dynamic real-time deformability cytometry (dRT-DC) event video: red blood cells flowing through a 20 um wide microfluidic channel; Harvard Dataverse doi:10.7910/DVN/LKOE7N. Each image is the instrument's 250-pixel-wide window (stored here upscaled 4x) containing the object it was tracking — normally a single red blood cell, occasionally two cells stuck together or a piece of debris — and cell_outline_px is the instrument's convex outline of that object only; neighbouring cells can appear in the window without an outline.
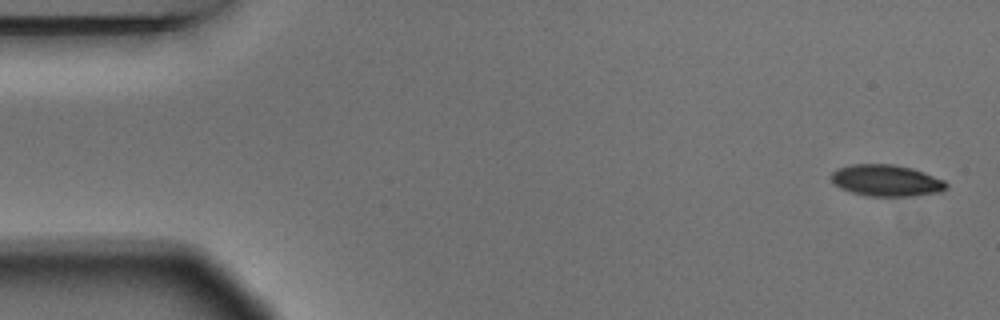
{"species": "Egyptian fruit bat (a non-hibernating species)", "species_latin": "Rousettus aegyptiacus", "temperature_condition": "warm", "stored_images_in_passage": 6, "camera_frame_rate_fps": 3000, "um_per_image_px": 0.085, "animal": {"sex": "male"}, "frame": {"image": 1, "passage_image": 1, "time_ms": 0.0, "image_size_px": [1000, 320], "cell_outline_px": [[948, 188], [944, 192], [912, 196], [868, 196], [852, 192], [840, 188], [832, 184], [832, 172], [836, 168], [852, 164], [892, 164], [912, 168], [924, 172], [944, 180], [948, 184]], "centroid_in_image_um": [75.36, 15.35], "position_along_channel_um": 9.6, "area_um2": 21.39}}
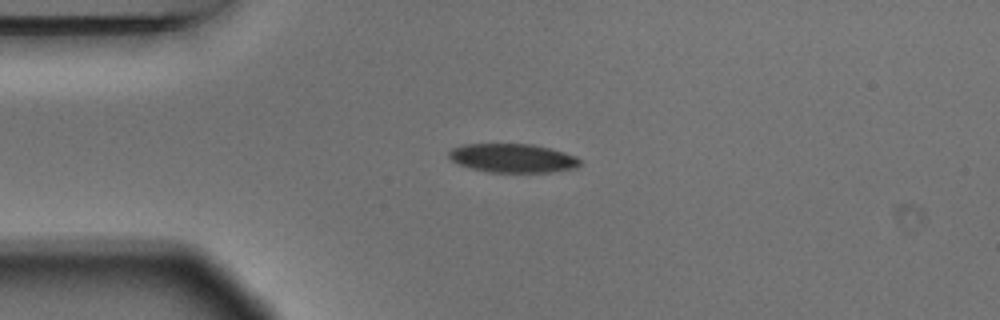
{"frame": {"image": 2, "passage_image": 4, "time_ms": 1.0, "image_size_px": [1000, 320], "cell_outline_px": [[580, 164], [576, 168], [552, 172], [492, 172], [472, 168], [460, 164], [452, 160], [448, 156], [448, 152], [452, 148], [460, 144], [532, 144], [564, 152], [576, 156], [580, 160]], "centroid_in_image_um": [43.58, 13.43], "position_along_channel_um": 41.4, "area_um2": 21.91}}
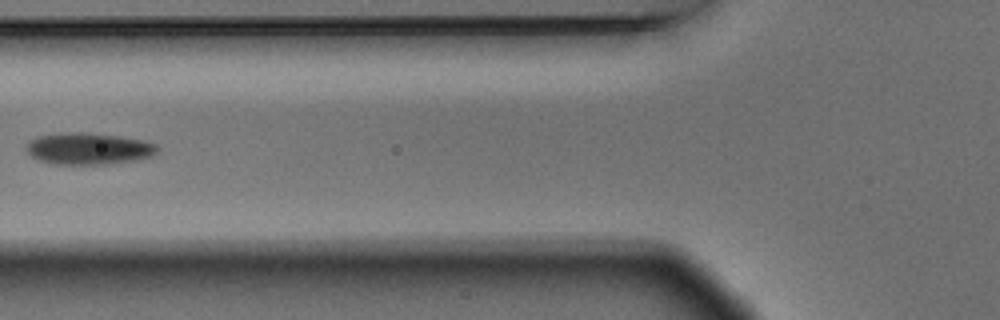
{"frame": {"image": 3, "passage_image": 6, "time_ms": 1.667, "image_size_px": [1000, 320], "cell_outline_px": [[160, 148], [152, 156], [136, 160], [108, 164], [52, 164], [40, 160], [32, 156], [24, 148], [28, 140], [36, 136], [64, 132], [88, 132], [120, 136], [144, 140], [156, 144]], "centroid_in_image_um": [7.51, 12.62], "position_along_channel_um": 118.3, "area_um2": 24.57}}